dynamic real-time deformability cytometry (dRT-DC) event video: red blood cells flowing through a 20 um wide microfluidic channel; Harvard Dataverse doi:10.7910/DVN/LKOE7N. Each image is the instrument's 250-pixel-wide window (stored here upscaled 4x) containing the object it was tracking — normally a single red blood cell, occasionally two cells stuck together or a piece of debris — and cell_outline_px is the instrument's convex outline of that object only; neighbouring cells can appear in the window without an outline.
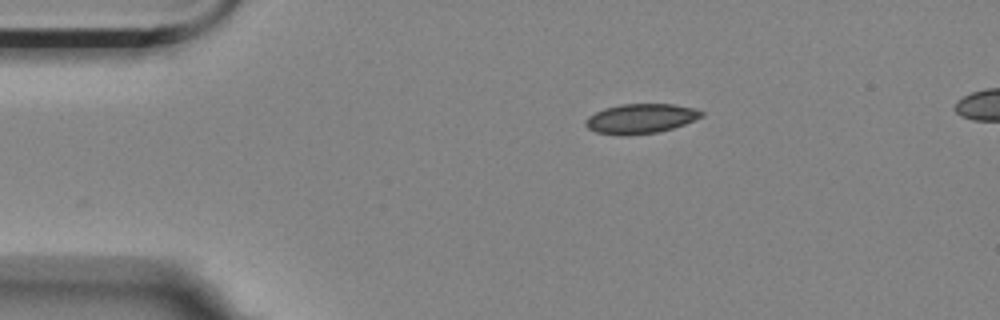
{"species": "Egyptian fruit bat (a non-hibernating species)", "species_latin": "Rousettus aegyptiacus", "temperature_condition": "room temperature", "stored_images_in_passage": 34, "camera_frame_rate_fps": 3000, "um_per_image_px": 0.085, "animal": {"sex": "female"}, "frame": {"image": 1, "passage_image": 1, "time_ms": 0.0, "image_size_px": [1000, 320], "cell_outline_px": [[704, 116], [684, 124], [672, 128], [656, 132], [628, 136], [620, 136], [596, 132], [588, 128], [584, 124], [588, 116], [604, 108], [620, 104], [672, 104], [692, 108], [704, 112]], "centroid_in_image_um": [54.43, 10.09], "position_along_channel_um": 30.6, "area_um2": 20.06}}
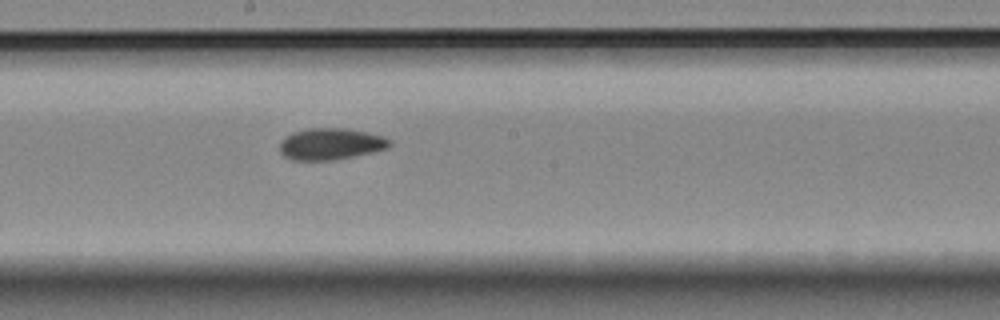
{"frame": {"image": 2, "passage_image": 21, "time_ms": 6.667, "image_size_px": [1000, 320], "cell_outline_px": [[392, 144], [388, 148], [372, 152], [332, 160], [292, 160], [284, 156], [280, 152], [280, 140], [292, 132], [308, 128], [344, 128], [384, 136], [392, 140]], "centroid_in_image_um": [28.1, 12.23], "position_along_channel_um": 220.1, "area_um2": 20.23}}
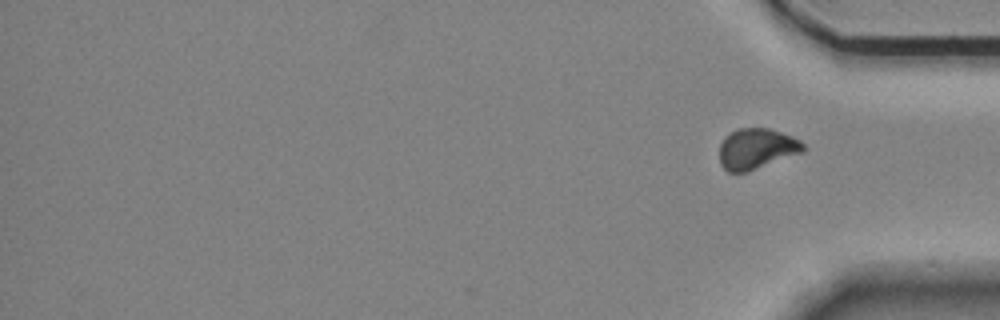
{"frame": {"image": 3, "passage_image": 34, "time_ms": 11.0, "image_size_px": [1000, 320], "cell_outline_px": [[804, 152], [744, 172], [728, 172], [720, 164], [720, 144], [724, 136], [736, 128], [768, 128], [792, 136], [800, 140], [804, 144]], "centroid_in_image_um": [64.29, 12.62], "position_along_channel_um": 370.9, "area_um2": 19.77}, "authors_computed_cell_mechanics": {"area_um2": 20.0855, "velocity_mm_per_s": 3.523, "shape_relaxation_time_tau1_ms": null, "shape_relaxation_time_tau2_ms": 2.7219, "deformation_change_tau1": null, "deformation_change_tau2": 0.067}}